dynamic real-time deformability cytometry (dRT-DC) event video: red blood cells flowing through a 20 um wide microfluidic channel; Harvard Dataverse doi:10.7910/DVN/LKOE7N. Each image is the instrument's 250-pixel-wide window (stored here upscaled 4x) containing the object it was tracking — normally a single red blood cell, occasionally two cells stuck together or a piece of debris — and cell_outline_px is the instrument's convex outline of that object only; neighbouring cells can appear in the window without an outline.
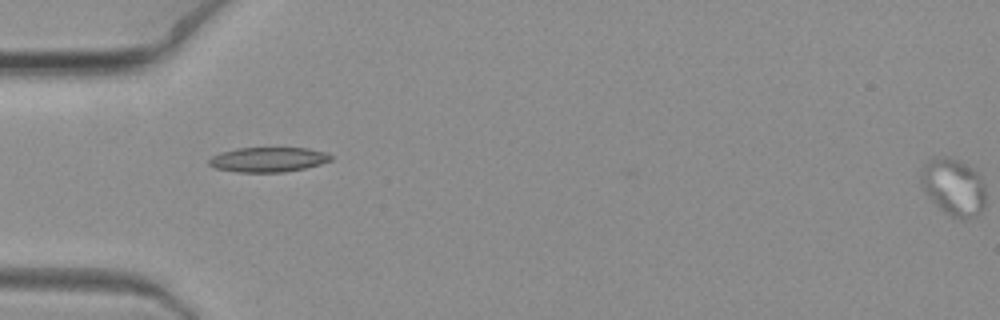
{"species": "common noctule bat (a hibernating species)", "species_latin": "Nyctalus noctula", "temperature_condition": "warm", "stored_images_in_passage": 2, "segment_of_instrument_passage": [2, 2], "camera_frame_rate_fps": 3000, "um_per_image_px": 0.085, "animal": {"sex": "female", "body_mass_g": 19.3, "forearm_length_mm": 54.1}, "frame": {"image": 1, "passage_image": 2, "time_ms": 0.333, "image_size_px": [1000, 320], "cell_outline_px": [[984, 208], [976, 216], [968, 220], [960, 220], [944, 212], [932, 200], [924, 188], [920, 180], [920, 176], [928, 160], [944, 156], [956, 160], [964, 164], [976, 172], [980, 176], [984, 184]], "centroid_in_image_um": [81.08, 15.94], "position_along_channel_um": 3.9, "area_um2": 21.1}}